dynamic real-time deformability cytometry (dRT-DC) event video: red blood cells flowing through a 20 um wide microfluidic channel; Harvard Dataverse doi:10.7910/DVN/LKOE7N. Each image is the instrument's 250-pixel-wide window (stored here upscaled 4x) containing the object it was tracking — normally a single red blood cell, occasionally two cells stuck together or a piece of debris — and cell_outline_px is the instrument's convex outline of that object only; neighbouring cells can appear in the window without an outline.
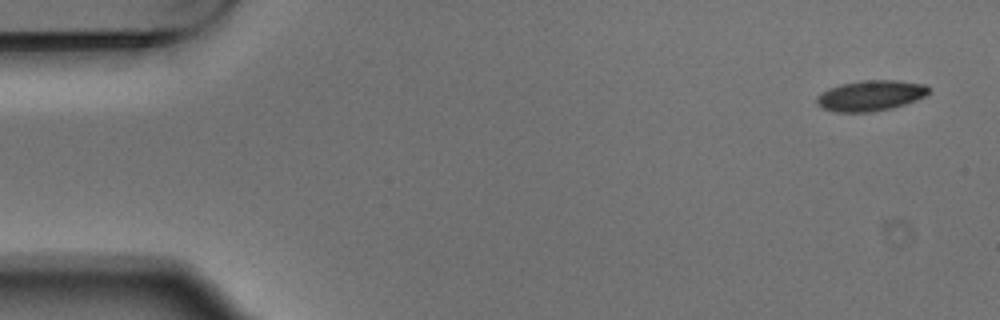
{"species": "Egyptian fruit bat (a non-hibernating species)", "species_latin": "Rousettus aegyptiacus", "temperature_condition": "warm", "stored_images_in_passage": 5, "camera_frame_rate_fps": 3000, "um_per_image_px": 0.085, "animal": {"sex": "male"}, "frame": {"image": 1, "passage_image": 1, "time_ms": 0.0, "image_size_px": [1000, 320], "cell_outline_px": [[928, 92], [924, 96], [916, 100], [892, 108], [872, 112], [832, 112], [816, 104], [816, 96], [820, 92], [828, 88], [840, 84], [860, 80], [896, 80], [928, 84]], "centroid_in_image_um": [73.96, 8.12], "position_along_channel_um": 11.0, "area_um2": 20.17}}
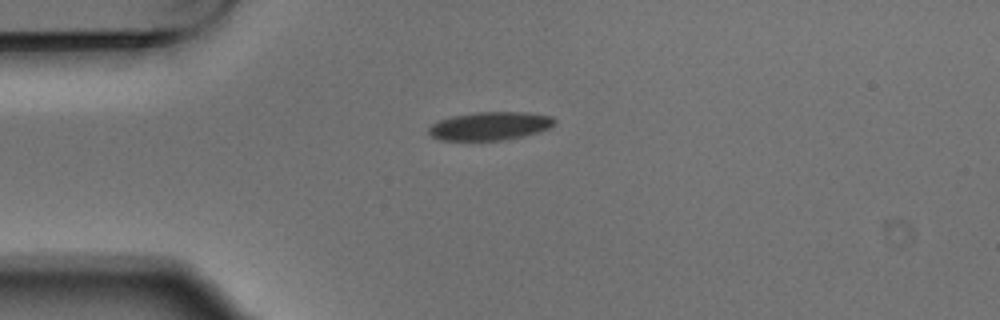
{"frame": {"image": 2, "passage_image": 4, "time_ms": 1.0, "image_size_px": [1000, 320], "cell_outline_px": [[556, 124], [548, 128], [524, 136], [500, 140], [440, 140], [432, 136], [428, 132], [428, 128], [432, 124], [440, 120], [452, 116], [476, 112], [524, 112], [552, 116], [556, 120]], "centroid_in_image_um": [41.65, 10.7], "position_along_channel_um": 43.4, "area_um2": 20.63}}